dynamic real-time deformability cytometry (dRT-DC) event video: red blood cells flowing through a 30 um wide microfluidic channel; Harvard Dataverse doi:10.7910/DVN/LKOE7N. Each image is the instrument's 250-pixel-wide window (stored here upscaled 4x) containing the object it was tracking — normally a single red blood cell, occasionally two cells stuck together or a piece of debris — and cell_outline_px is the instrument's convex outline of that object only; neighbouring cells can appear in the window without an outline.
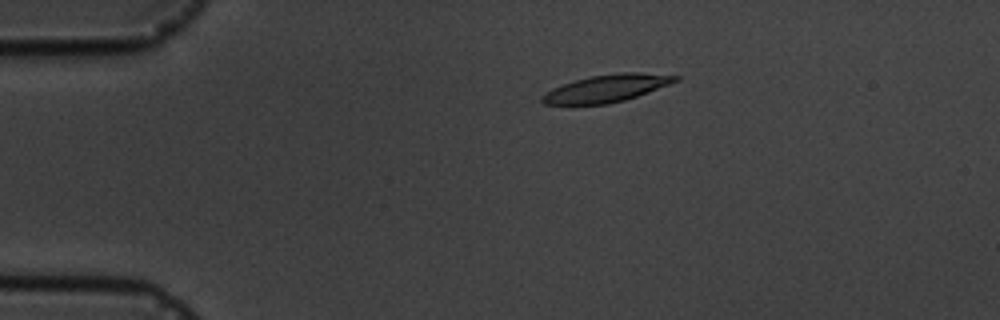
{"species": "common noctule bat (a hibernating species)", "species_latin": "Nyctalus noctula", "temperature_condition": "cold", "stored_images_in_passage": 11, "camera_frame_rate_fps": 3000, "um_per_image_px": 0.085, "animal": {"sex": "male", "body_mass_g": 19.5, "forearm_length_mm": 54.6}, "frame": {"image": 1, "passage_image": 4, "time_ms": 3.667, "image_size_px": [1000, 320], "cell_outline_px": [[680, 80], [648, 92], [624, 100], [608, 104], [544, 104], [540, 100], [540, 96], [552, 88], [588, 76], [624, 72], [640, 72], [680, 76]], "centroid_in_image_um": [51.56, 7.5], "position_along_channel_um": 33.4, "area_um2": 21.1}}
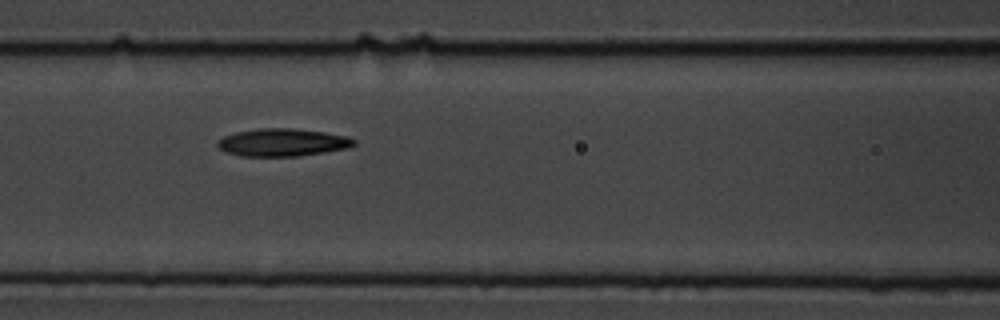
{"frame": {"image": 2, "passage_image": 8, "time_ms": 8.0, "image_size_px": [1000, 320], "cell_outline_px": [[356, 144], [348, 148], [300, 156], [240, 156], [228, 152], [220, 148], [216, 144], [216, 140], [224, 136], [236, 132], [260, 128], [292, 128], [324, 132], [348, 136], [356, 140]], "centroid_in_image_um": [24.03, 12.1], "position_along_channel_um": 142.6, "area_um2": 22.02}}
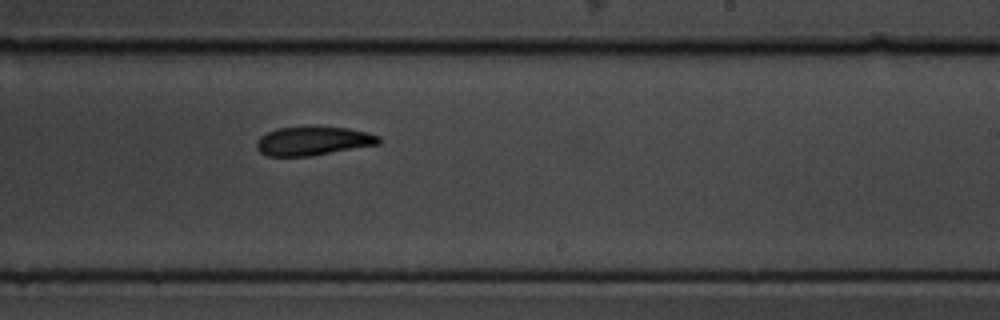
{"frame": {"image": 3, "passage_image": 11, "time_ms": 11.333, "image_size_px": [1000, 320], "cell_outline_px": [[380, 144], [312, 156], [268, 156], [260, 152], [256, 148], [256, 140], [260, 136], [276, 128], [312, 124], [320, 124], [348, 128], [368, 132], [380, 136]], "centroid_in_image_um": [26.62, 11.94], "position_along_channel_um": 262.4, "area_um2": 21.44}}